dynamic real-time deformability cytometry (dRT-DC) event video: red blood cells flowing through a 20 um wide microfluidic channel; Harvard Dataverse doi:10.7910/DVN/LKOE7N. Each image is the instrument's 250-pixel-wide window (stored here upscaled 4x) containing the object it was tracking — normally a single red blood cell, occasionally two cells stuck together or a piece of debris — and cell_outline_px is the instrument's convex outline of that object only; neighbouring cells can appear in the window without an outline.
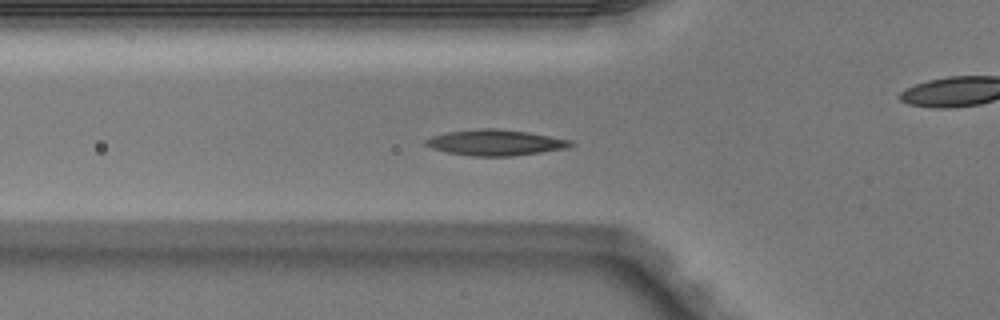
{"species": "Egyptian fruit bat (a non-hibernating species)", "species_latin": "Rousettus aegyptiacus", "temperature_condition": "warm", "stored_images_in_passage": 51, "camera_frame_rate_fps": 3000, "um_per_image_px": 0.085, "animal": {"sex": "male"}, "frame": {"image": 1, "passage_image": 17, "time_ms": 5.333, "image_size_px": [1000, 320], "cell_outline_px": [[576, 144], [564, 148], [540, 152], [512, 156], [472, 156], [448, 152], [432, 148], [424, 144], [424, 140], [432, 136], [448, 132], [480, 128], [496, 128], [528, 132], [572, 140]], "centroid_in_image_um": [42.1, 12.11], "position_along_channel_um": 83.7, "area_um2": 21.68}}
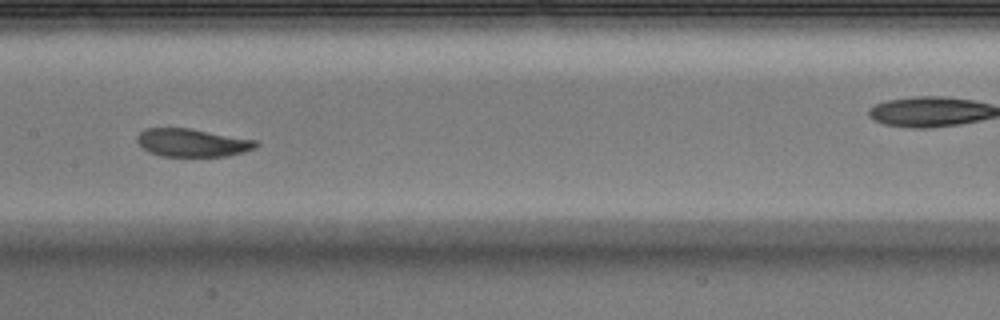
{"frame": {"image": 2, "passage_image": 25, "time_ms": 8.0, "image_size_px": [1000, 320], "cell_outline_px": [[260, 144], [256, 148], [244, 152], [224, 156], [160, 156], [148, 152], [136, 140], [136, 136], [144, 128], [192, 128], [260, 140]], "centroid_in_image_um": [16.4, 12.12], "position_along_channel_um": 191.0, "area_um2": 19.77}}
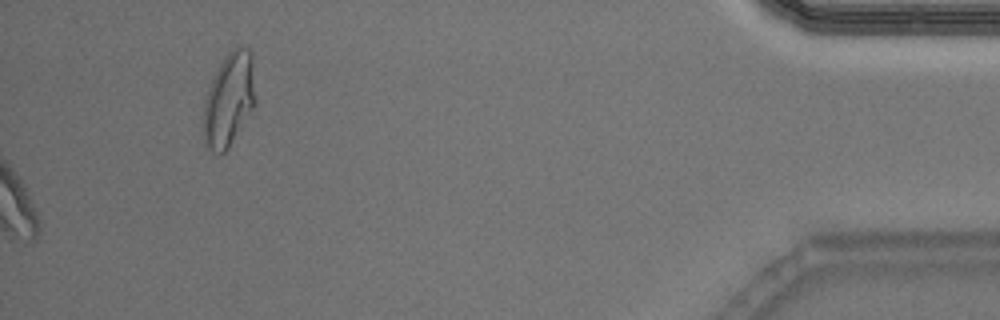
{"frame": {"image": 3, "passage_image": 51, "time_ms": 16.667, "image_size_px": [1000, 320], "cell_outline_px": [[256, 104], [228, 148], [220, 156], [212, 152], [204, 144], [200, 124], [204, 100], [212, 76], [224, 56], [232, 48], [240, 44], [248, 48], [252, 52], [256, 100]], "centroid_in_image_um": [19.43, 8.47], "position_along_channel_um": 415.8, "area_um2": 29.59}, "authors_computed_cell_mechanics": {"area_um2": 20.4034, "velocity_mm_per_s": 3.9987, "shape_relaxation_time_tau1_ms": 3.4487, "shape_relaxation_time_tau2_ms": 5.5607, "deformation_change_tau1": 0.1335, "deformation_change_tau2": 0.1312}}